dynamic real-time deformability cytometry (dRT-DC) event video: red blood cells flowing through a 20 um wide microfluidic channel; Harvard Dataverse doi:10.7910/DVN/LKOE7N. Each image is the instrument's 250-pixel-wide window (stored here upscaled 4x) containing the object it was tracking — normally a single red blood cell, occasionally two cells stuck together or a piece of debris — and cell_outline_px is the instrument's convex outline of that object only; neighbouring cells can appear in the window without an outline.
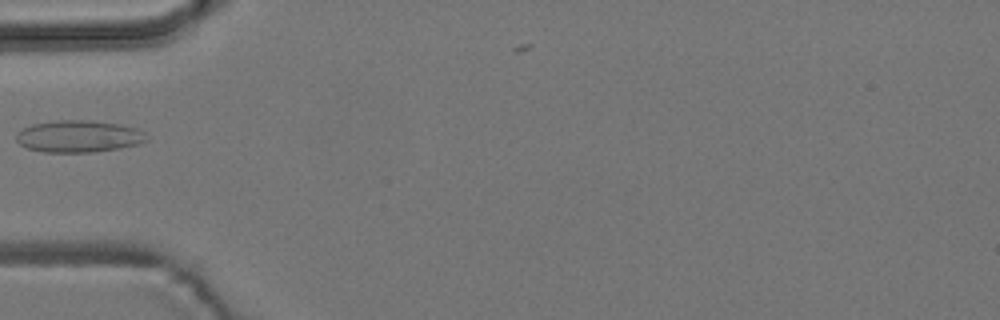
{"species": "common noctule bat (a hibernating species)", "species_latin": "Nyctalus noctula", "temperature_condition": "room temperature", "stored_images_in_passage": 6, "camera_frame_rate_fps": 3000, "um_per_image_px": 0.085, "animal": {"sex": "male", "body_mass_g": 19.2, "forearm_length_mm": 51.8}, "frame": {"image": 1, "passage_image": 4, "time_ms": 3.667, "image_size_px": [1000, 320], "cell_outline_px": [[148, 140], [136, 144], [120, 148], [96, 152], [44, 152], [28, 148], [20, 144], [16, 140], [16, 132], [32, 124], [56, 120], [88, 120], [120, 124], [136, 128], [144, 132]], "centroid_in_image_um": [6.67, 11.58], "position_along_channel_um": 78.3, "area_um2": 24.28}}
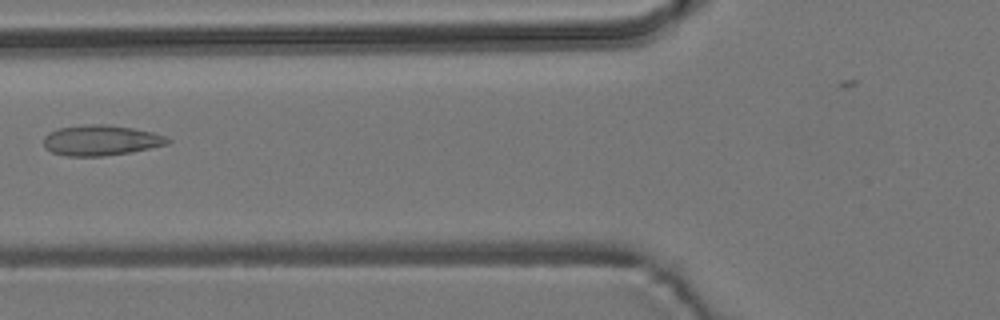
{"frame": {"image": 2, "passage_image": 5, "time_ms": 4.667, "image_size_px": [1000, 320], "cell_outline_px": [[172, 140], [168, 144], [132, 152], [100, 156], [68, 156], [52, 152], [44, 144], [44, 136], [48, 132], [56, 128], [84, 124], [104, 124], [132, 128], [152, 132], [164, 136]], "centroid_in_image_um": [8.56, 11.92], "position_along_channel_um": 117.2, "area_um2": 21.96}}